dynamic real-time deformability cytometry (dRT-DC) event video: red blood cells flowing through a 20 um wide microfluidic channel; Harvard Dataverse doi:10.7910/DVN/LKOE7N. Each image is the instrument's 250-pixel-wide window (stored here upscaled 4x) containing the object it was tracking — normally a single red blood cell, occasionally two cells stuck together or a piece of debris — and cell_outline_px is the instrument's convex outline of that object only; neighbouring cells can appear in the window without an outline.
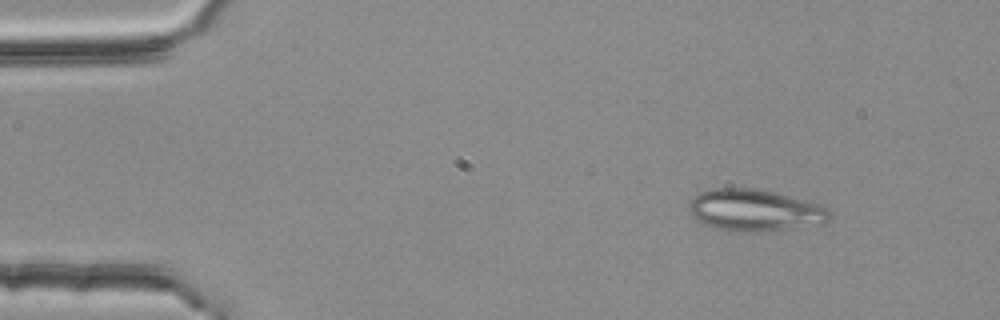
{"species": "common noctule bat (a hibernating species)", "species_latin": "Nyctalus noctula", "temperature_condition": "room temperature", "stored_images_in_passage": 49, "camera_frame_rate_fps": 3000, "um_per_image_px": 0.085, "animal": {"sex": "female", "body_mass_g": 25.1}, "frame": {"image": 1, "passage_image": 2, "time_ms": 0.333, "image_size_px": [1000, 320], "cell_outline_px": [[832, 216], [824, 224], [756, 232], [740, 232], [720, 228], [704, 224], [692, 216], [688, 212], [688, 204], [700, 192], [712, 188], [756, 188], [804, 200], [828, 208], [832, 212]], "centroid_in_image_um": [64.16, 17.87], "position_along_channel_um": 20.8, "area_um2": 34.04}}
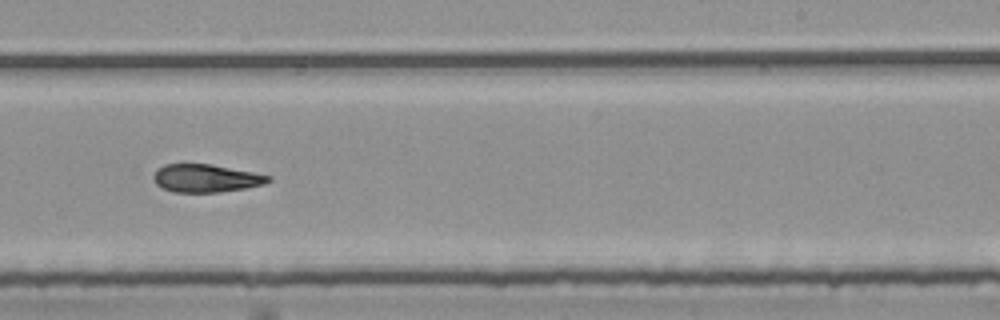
{"frame": {"image": 2, "passage_image": 29, "time_ms": 9.333, "image_size_px": [1000, 320], "cell_outline_px": [[272, 180], [264, 184], [248, 188], [220, 192], [172, 192], [156, 184], [152, 176], [156, 168], [164, 164], [212, 164], [272, 176]], "centroid_in_image_um": [17.5, 15.15], "position_along_channel_um": 271.5, "area_um2": 18.84}}
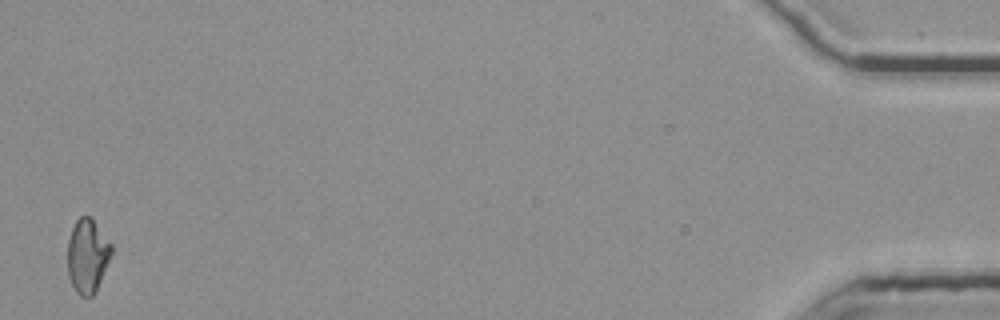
{"frame": {"image": 3, "passage_image": 49, "time_ms": 16.0, "image_size_px": [1000, 320], "cell_outline_px": [[112, 256], [96, 292], [92, 296], [80, 296], [76, 292], [68, 276], [68, 240], [72, 228], [76, 220], [80, 216], [88, 216], [92, 220], [112, 244]], "centroid_in_image_um": [7.44, 21.78], "position_along_channel_um": 427.8, "area_um2": 18.9}, "authors_computed_cell_mechanics": {"area_um2": 19.652, "velocity_mm_per_s": 3.7754, "shape_relaxation_time_tau1_ms": 6.6093, "shape_relaxation_time_tau2_ms": 3.1397, "deformation_change_tau1": 0.1788, "deformation_change_tau2": 0.1146}}